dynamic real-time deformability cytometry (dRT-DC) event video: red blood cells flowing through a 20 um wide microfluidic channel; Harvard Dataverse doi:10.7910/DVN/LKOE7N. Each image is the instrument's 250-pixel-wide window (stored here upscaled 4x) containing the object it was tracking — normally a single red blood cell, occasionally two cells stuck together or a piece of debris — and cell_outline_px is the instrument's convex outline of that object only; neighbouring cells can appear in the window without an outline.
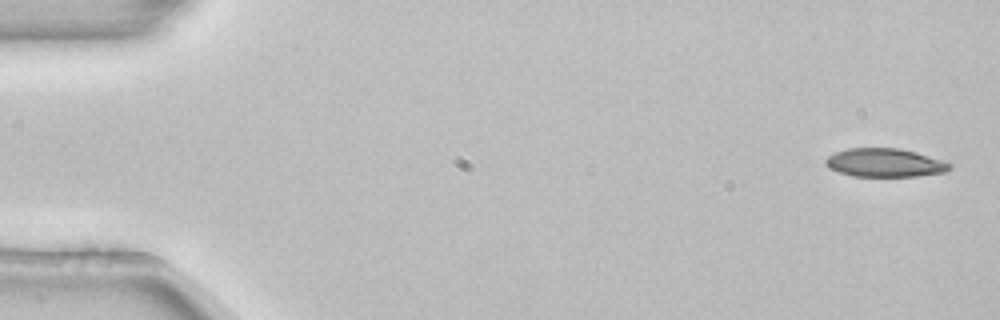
{"species": "common noctule bat (a hibernating species)", "species_latin": "Nyctalus noctula", "temperature_condition": "room temperature", "stored_images_in_passage": 6, "camera_frame_rate_fps": 3000, "um_per_image_px": 0.085, "animal": {"sex": "female", "body_mass_g": 22.7, "forearm_length_mm": 54.2}, "frame": {"image": 1, "passage_image": 1, "time_ms": 0.0, "image_size_px": [1000, 320], "cell_outline_px": [[952, 168], [944, 172], [916, 176], [852, 176], [828, 168], [824, 164], [824, 160], [828, 156], [836, 152], [848, 148], [900, 148], [916, 152], [952, 164]], "centroid_in_image_um": [75.17, 13.83], "position_along_channel_um": 9.8, "area_um2": 20.52}}
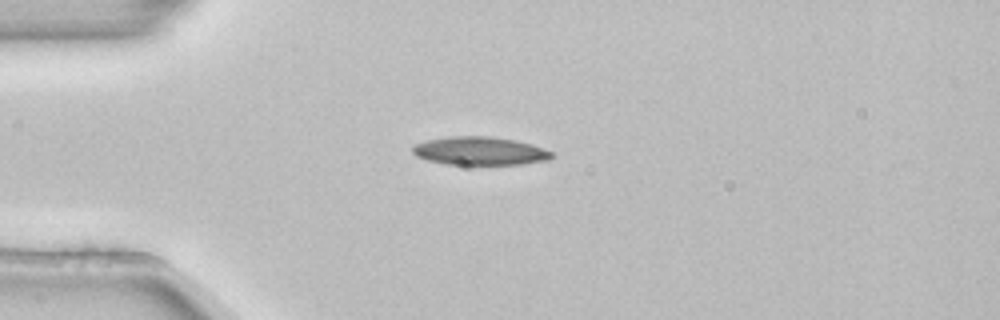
{"frame": {"image": 2, "passage_image": 4, "time_ms": 1.0, "image_size_px": [1000, 320], "cell_outline_px": [[552, 156], [548, 160], [520, 164], [444, 164], [428, 160], [416, 156], [412, 152], [412, 144], [428, 140], [448, 136], [492, 136], [516, 140], [532, 144], [552, 152]], "centroid_in_image_um": [40.75, 12.82], "position_along_channel_um": 44.3, "area_um2": 22.95}}